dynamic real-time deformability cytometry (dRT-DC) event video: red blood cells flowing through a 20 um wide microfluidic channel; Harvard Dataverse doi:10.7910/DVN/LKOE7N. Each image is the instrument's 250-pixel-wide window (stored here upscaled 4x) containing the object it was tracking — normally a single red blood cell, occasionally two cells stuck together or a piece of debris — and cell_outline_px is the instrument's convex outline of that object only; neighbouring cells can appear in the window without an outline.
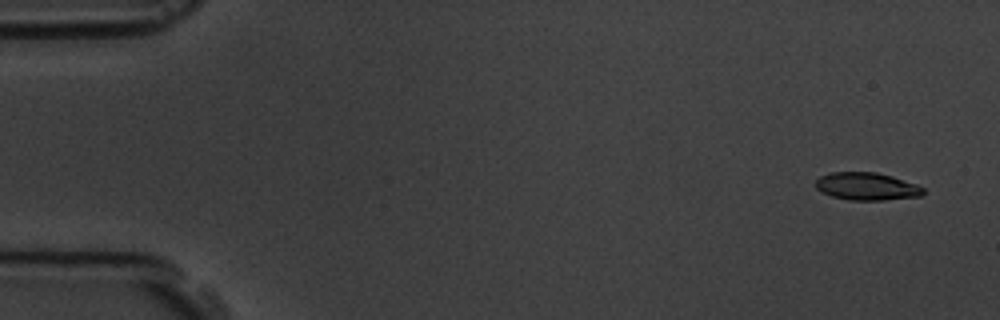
{"species": "common noctule bat (a hibernating species)", "species_latin": "Nyctalus noctula", "temperature_condition": "room temperature", "stored_images_in_passage": 4, "camera_frame_rate_fps": 3000, "um_per_image_px": 0.085, "animal": {"sex": "male", "body_mass_g": 19.5, "forearm_length_mm": 54.6}, "frame": {"image": 1, "passage_image": 1, "time_ms": 0.0, "image_size_px": [1000, 320], "cell_outline_px": [[924, 192], [920, 196], [884, 200], [848, 200], [832, 196], [816, 188], [816, 180], [820, 176], [828, 172], [876, 172], [892, 176], [916, 184], [924, 188]], "centroid_in_image_um": [73.67, 15.83], "position_along_channel_um": 11.3, "area_um2": 17.28}}
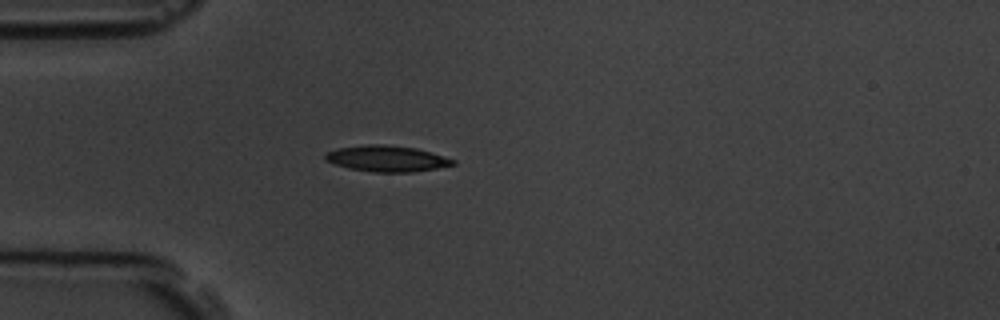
{"frame": {"image": 2, "passage_image": 4, "time_ms": 4.333, "image_size_px": [1000, 320], "cell_outline_px": [[456, 164], [436, 168], [412, 172], [376, 172], [348, 168], [324, 160], [324, 152], [336, 148], [368, 144], [384, 144], [416, 148], [444, 156], [456, 160]], "centroid_in_image_um": [32.85, 13.47], "position_along_channel_um": 52.2, "area_um2": 19.42}}